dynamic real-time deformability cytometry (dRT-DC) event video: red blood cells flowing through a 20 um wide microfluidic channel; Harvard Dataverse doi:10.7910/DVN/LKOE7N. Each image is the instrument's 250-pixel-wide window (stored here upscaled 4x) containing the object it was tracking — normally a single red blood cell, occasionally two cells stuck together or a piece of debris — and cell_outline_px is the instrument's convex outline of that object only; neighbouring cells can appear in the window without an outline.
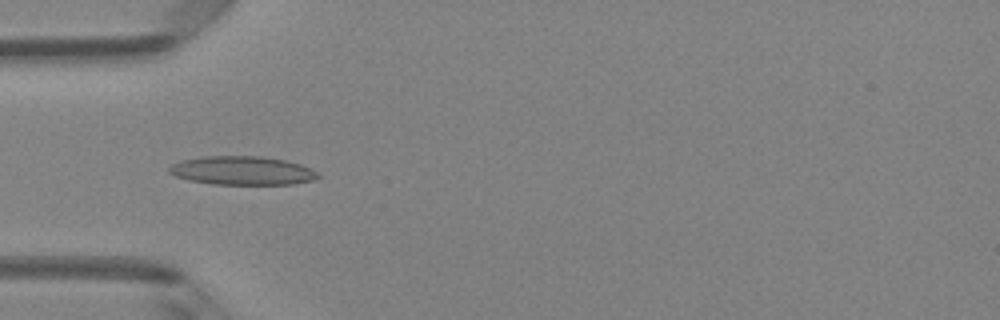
{"species": "Egyptian fruit bat (a non-hibernating species)", "species_latin": "Rousettus aegyptiacus", "temperature_condition": "room temperature", "stored_images_in_passage": 4, "camera_frame_rate_fps": 3000, "um_per_image_px": 0.085, "animal": {"sex": "female"}, "frame": {"image": 1, "passage_image": 4, "time_ms": 1.0, "image_size_px": [1000, 320], "cell_outline_px": [[320, 176], [312, 180], [292, 184], [212, 184], [188, 180], [176, 176], [168, 172], [168, 168], [172, 164], [180, 160], [204, 156], [260, 156], [284, 160], [300, 164], [316, 172]], "centroid_in_image_um": [20.53, 14.5], "position_along_channel_um": 64.5, "area_um2": 24.74}}